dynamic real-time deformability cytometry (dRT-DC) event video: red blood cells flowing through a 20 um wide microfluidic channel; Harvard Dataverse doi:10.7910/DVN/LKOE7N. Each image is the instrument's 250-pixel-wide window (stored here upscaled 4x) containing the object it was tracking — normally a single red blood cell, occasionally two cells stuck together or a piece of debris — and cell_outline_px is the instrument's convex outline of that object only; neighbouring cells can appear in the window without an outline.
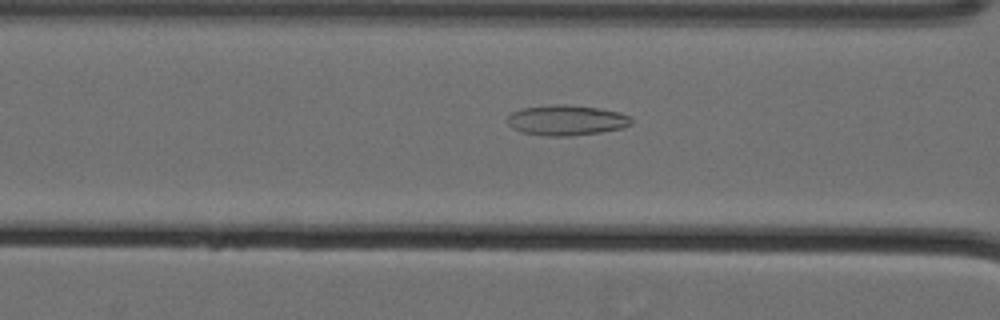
{"species": "Egyptian fruit bat (a non-hibernating species)", "species_latin": "Rousettus aegyptiacus", "temperature_condition": "cold", "stored_images_in_passage": 54, "camera_frame_rate_fps": 3000, "um_per_image_px": 0.085, "animal": {"sex": "female"}, "frame": {"image": 1, "passage_image": 22, "time_ms": 7.0, "image_size_px": [1000, 320], "cell_outline_px": [[632, 124], [624, 128], [600, 132], [568, 136], [544, 136], [520, 132], [512, 128], [504, 120], [512, 112], [520, 108], [556, 104], [564, 104], [600, 108], [620, 112], [628, 116], [632, 120]], "centroid_in_image_um": [48.11, 10.22], "position_along_channel_um": 118.5, "area_um2": 22.2}}
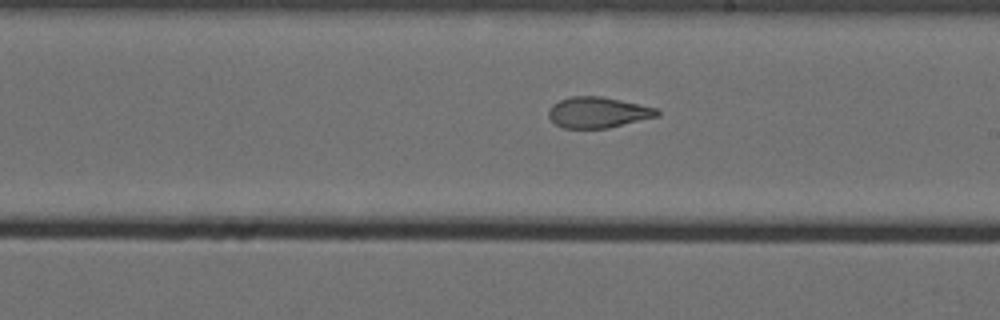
{"frame": {"image": 2, "passage_image": 32, "time_ms": 10.333, "image_size_px": [1000, 320], "cell_outline_px": [[660, 116], [608, 128], [564, 128], [556, 124], [548, 116], [548, 108], [552, 104], [560, 100], [572, 96], [600, 96], [620, 100], [656, 108], [660, 112]], "centroid_in_image_um": [50.82, 9.56], "position_along_channel_um": 238.2, "area_um2": 19.48}}
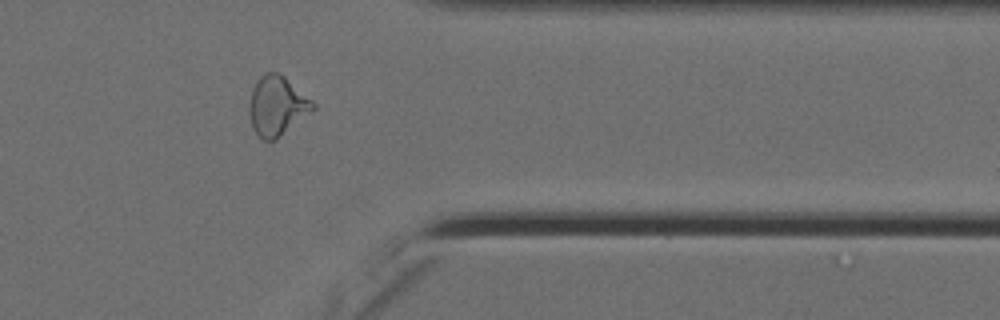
{"frame": {"image": 3, "passage_image": 45, "time_ms": 14.667, "image_size_px": [1000, 320], "cell_outline_px": [[316, 108], [312, 112], [276, 140], [264, 140], [252, 128], [248, 108], [248, 104], [252, 88], [256, 80], [264, 72], [276, 72], [284, 76], [312, 100], [316, 104]], "centroid_in_image_um": [23.54, 8.99], "position_along_channel_um": 387.9, "area_um2": 22.25}, "authors_computed_cell_mechanics": {"area_um2": 22.2241, "velocity_mm_per_s": 3.577, "shape_relaxation_time_tau1_ms": null, "shape_relaxation_time_tau2_ms": 1.7136, "deformation_change_tau1": null, "deformation_change_tau2": 0.0873}}